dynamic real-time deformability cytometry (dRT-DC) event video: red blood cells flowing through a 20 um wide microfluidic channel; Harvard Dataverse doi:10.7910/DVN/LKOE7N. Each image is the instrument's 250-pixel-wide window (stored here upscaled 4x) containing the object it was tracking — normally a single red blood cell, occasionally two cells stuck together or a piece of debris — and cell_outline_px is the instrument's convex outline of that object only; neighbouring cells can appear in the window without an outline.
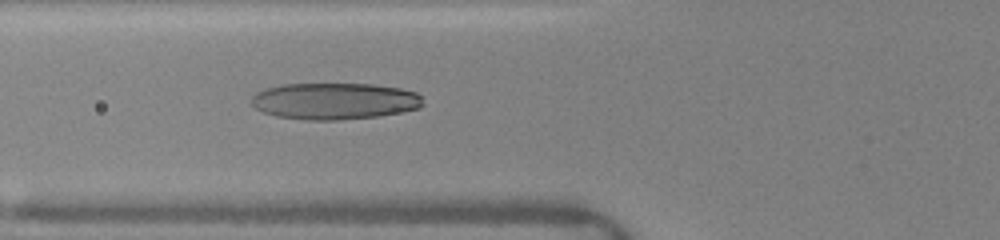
{"species": "human", "species_latin": "Homo sapiens", "temperature_condition": "warm", "stored_images_in_passage": 11, "camera_frame_rate_fps": 3000, "um_per_image_px": 0.085, "donor": {"sex": "female"}, "frame": {"image": 1, "passage_image": 11, "time_ms": 6.0, "image_size_px": [1000, 240], "cell_outline_px": [[424, 104], [420, 108], [404, 112], [380, 116], [336, 120], [308, 120], [276, 116], [264, 112], [256, 108], [252, 104], [252, 96], [256, 92], [268, 88], [284, 84], [372, 84], [400, 88], [416, 92], [424, 96]], "centroid_in_image_um": [28.51, 8.59], "position_along_channel_um": 97.3, "area_um2": 36.82}}